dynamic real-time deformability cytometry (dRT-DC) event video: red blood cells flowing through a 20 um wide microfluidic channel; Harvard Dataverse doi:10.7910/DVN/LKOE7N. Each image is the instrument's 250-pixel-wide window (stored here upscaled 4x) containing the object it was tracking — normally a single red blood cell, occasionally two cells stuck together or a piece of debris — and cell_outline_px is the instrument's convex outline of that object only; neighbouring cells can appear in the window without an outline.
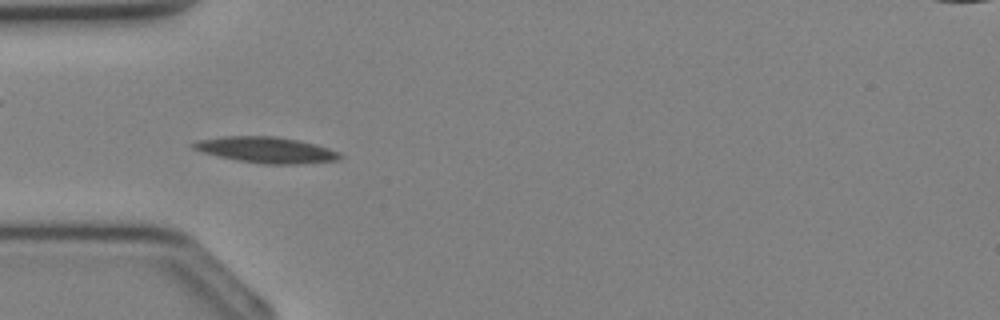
{"species": "Egyptian fruit bat (a non-hibernating species)", "species_latin": "Rousettus aegyptiacus", "temperature_condition": "cold", "stored_images_in_passage": 31, "camera_frame_rate_fps": 3000, "um_per_image_px": 0.085, "animal": {"sex": "female"}, "frame": {"image": 1, "passage_image": 6, "time_ms": 1.667, "image_size_px": [1000, 320], "cell_outline_px": [[344, 156], [336, 160], [300, 164], [264, 164], [216, 156], [192, 148], [192, 144], [196, 140], [224, 136], [276, 136], [300, 140], [316, 144], [340, 152]], "centroid_in_image_um": [22.65, 12.73], "position_along_channel_um": 62.3, "area_um2": 22.2}}
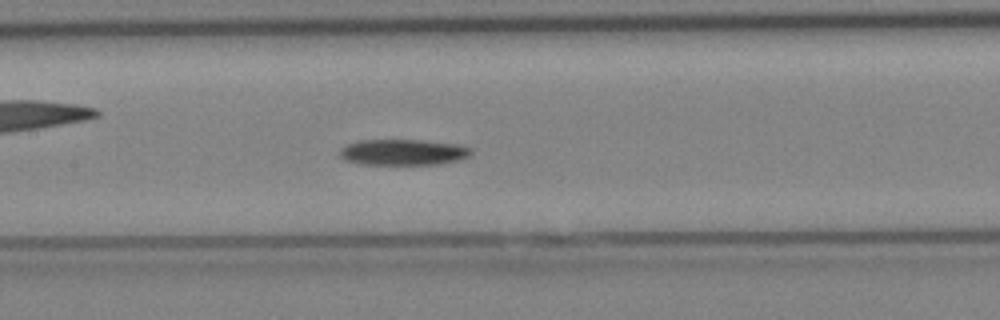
{"frame": {"image": 2, "passage_image": 12, "time_ms": 3.667, "image_size_px": [1000, 320], "cell_outline_px": [[472, 152], [468, 156], [460, 160], [440, 164], [360, 164], [344, 160], [340, 156], [340, 148], [348, 144], [360, 140], [420, 140], [456, 144], [472, 148]], "centroid_in_image_um": [34.26, 12.94], "position_along_channel_um": 173.1, "area_um2": 19.83}}
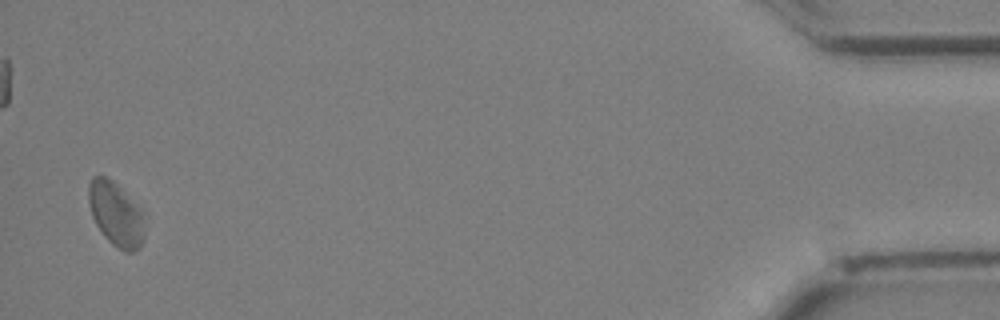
{"frame": {"image": 3, "passage_image": 30, "time_ms": 9.667, "image_size_px": [1000, 320], "cell_outline_px": [[144, 236], [140, 248], [132, 252], [124, 252], [112, 244], [104, 236], [96, 224], [92, 216], [88, 200], [88, 184], [92, 176], [104, 176], [112, 180], [140, 208]], "centroid_in_image_um": [9.82, 18.21], "position_along_channel_um": 425.4, "area_um2": 20.63}}